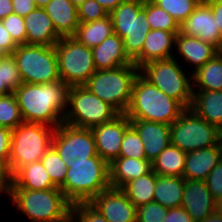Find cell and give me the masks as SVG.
I'll return each mask as SVG.
<instances>
[{"mask_svg": "<svg viewBox=\"0 0 222 222\" xmlns=\"http://www.w3.org/2000/svg\"><path fill=\"white\" fill-rule=\"evenodd\" d=\"M70 86L63 80L52 83H22L13 92L24 122L57 128L68 107Z\"/></svg>", "mask_w": 222, "mask_h": 222, "instance_id": "1", "label": "cell"}, {"mask_svg": "<svg viewBox=\"0 0 222 222\" xmlns=\"http://www.w3.org/2000/svg\"><path fill=\"white\" fill-rule=\"evenodd\" d=\"M110 187L109 164L99 155L77 158L69 164L64 184L60 187L71 204L88 203Z\"/></svg>", "mask_w": 222, "mask_h": 222, "instance_id": "2", "label": "cell"}, {"mask_svg": "<svg viewBox=\"0 0 222 222\" xmlns=\"http://www.w3.org/2000/svg\"><path fill=\"white\" fill-rule=\"evenodd\" d=\"M185 110L180 102L167 96L139 73L134 81L131 101L125 115L129 119L171 125Z\"/></svg>", "mask_w": 222, "mask_h": 222, "instance_id": "3", "label": "cell"}, {"mask_svg": "<svg viewBox=\"0 0 222 222\" xmlns=\"http://www.w3.org/2000/svg\"><path fill=\"white\" fill-rule=\"evenodd\" d=\"M14 206L31 222H59L69 214L71 203L60 188L46 190L10 189Z\"/></svg>", "mask_w": 222, "mask_h": 222, "instance_id": "4", "label": "cell"}, {"mask_svg": "<svg viewBox=\"0 0 222 222\" xmlns=\"http://www.w3.org/2000/svg\"><path fill=\"white\" fill-rule=\"evenodd\" d=\"M55 128L23 122L12 130L8 174L12 178L22 167L40 161L50 148Z\"/></svg>", "mask_w": 222, "mask_h": 222, "instance_id": "5", "label": "cell"}, {"mask_svg": "<svg viewBox=\"0 0 222 222\" xmlns=\"http://www.w3.org/2000/svg\"><path fill=\"white\" fill-rule=\"evenodd\" d=\"M139 73V68L134 64L96 70L84 86L120 114H125L131 101L134 81Z\"/></svg>", "mask_w": 222, "mask_h": 222, "instance_id": "6", "label": "cell"}, {"mask_svg": "<svg viewBox=\"0 0 222 222\" xmlns=\"http://www.w3.org/2000/svg\"><path fill=\"white\" fill-rule=\"evenodd\" d=\"M143 4L144 0H125L109 13L113 31L123 39L125 53L132 62L141 54L151 30Z\"/></svg>", "mask_w": 222, "mask_h": 222, "instance_id": "7", "label": "cell"}, {"mask_svg": "<svg viewBox=\"0 0 222 222\" xmlns=\"http://www.w3.org/2000/svg\"><path fill=\"white\" fill-rule=\"evenodd\" d=\"M139 70L146 80L167 96L180 102L186 109L190 108L193 96L192 74L188 76L184 73L175 57L148 62Z\"/></svg>", "mask_w": 222, "mask_h": 222, "instance_id": "8", "label": "cell"}, {"mask_svg": "<svg viewBox=\"0 0 222 222\" xmlns=\"http://www.w3.org/2000/svg\"><path fill=\"white\" fill-rule=\"evenodd\" d=\"M119 115L120 113L114 107L91 93L84 85L70 86L68 110L64 115L63 123L73 127L91 129L110 122Z\"/></svg>", "mask_w": 222, "mask_h": 222, "instance_id": "9", "label": "cell"}, {"mask_svg": "<svg viewBox=\"0 0 222 222\" xmlns=\"http://www.w3.org/2000/svg\"><path fill=\"white\" fill-rule=\"evenodd\" d=\"M170 140L172 145L187 153L222 146V131L189 108L170 125Z\"/></svg>", "mask_w": 222, "mask_h": 222, "instance_id": "10", "label": "cell"}, {"mask_svg": "<svg viewBox=\"0 0 222 222\" xmlns=\"http://www.w3.org/2000/svg\"><path fill=\"white\" fill-rule=\"evenodd\" d=\"M12 56L23 83L45 84L60 80L55 46L18 45Z\"/></svg>", "mask_w": 222, "mask_h": 222, "instance_id": "11", "label": "cell"}, {"mask_svg": "<svg viewBox=\"0 0 222 222\" xmlns=\"http://www.w3.org/2000/svg\"><path fill=\"white\" fill-rule=\"evenodd\" d=\"M55 50L59 77L69 86H83L95 73L91 48L80 44L74 37H61Z\"/></svg>", "mask_w": 222, "mask_h": 222, "instance_id": "12", "label": "cell"}, {"mask_svg": "<svg viewBox=\"0 0 222 222\" xmlns=\"http://www.w3.org/2000/svg\"><path fill=\"white\" fill-rule=\"evenodd\" d=\"M51 146L69 166L77 158H91L97 154L91 129L61 123L55 128Z\"/></svg>", "mask_w": 222, "mask_h": 222, "instance_id": "13", "label": "cell"}, {"mask_svg": "<svg viewBox=\"0 0 222 222\" xmlns=\"http://www.w3.org/2000/svg\"><path fill=\"white\" fill-rule=\"evenodd\" d=\"M130 126V119L120 114L110 122L91 128L97 154L108 164L119 157L123 136Z\"/></svg>", "mask_w": 222, "mask_h": 222, "instance_id": "14", "label": "cell"}, {"mask_svg": "<svg viewBox=\"0 0 222 222\" xmlns=\"http://www.w3.org/2000/svg\"><path fill=\"white\" fill-rule=\"evenodd\" d=\"M108 222H137V208L120 188L109 187L90 202Z\"/></svg>", "mask_w": 222, "mask_h": 222, "instance_id": "15", "label": "cell"}, {"mask_svg": "<svg viewBox=\"0 0 222 222\" xmlns=\"http://www.w3.org/2000/svg\"><path fill=\"white\" fill-rule=\"evenodd\" d=\"M180 33L194 36L211 43L222 51V37L212 9L206 1L200 2L189 17L180 25Z\"/></svg>", "mask_w": 222, "mask_h": 222, "instance_id": "16", "label": "cell"}, {"mask_svg": "<svg viewBox=\"0 0 222 222\" xmlns=\"http://www.w3.org/2000/svg\"><path fill=\"white\" fill-rule=\"evenodd\" d=\"M216 201L212 197L206 181L185 179L181 207L195 222L204 220L215 211Z\"/></svg>", "mask_w": 222, "mask_h": 222, "instance_id": "17", "label": "cell"}, {"mask_svg": "<svg viewBox=\"0 0 222 222\" xmlns=\"http://www.w3.org/2000/svg\"><path fill=\"white\" fill-rule=\"evenodd\" d=\"M130 124L139 134L146 159L151 162L171 143L168 124L140 119H130Z\"/></svg>", "mask_w": 222, "mask_h": 222, "instance_id": "18", "label": "cell"}, {"mask_svg": "<svg viewBox=\"0 0 222 222\" xmlns=\"http://www.w3.org/2000/svg\"><path fill=\"white\" fill-rule=\"evenodd\" d=\"M24 22L27 45L55 46L61 38L44 8H35L24 17Z\"/></svg>", "mask_w": 222, "mask_h": 222, "instance_id": "19", "label": "cell"}, {"mask_svg": "<svg viewBox=\"0 0 222 222\" xmlns=\"http://www.w3.org/2000/svg\"><path fill=\"white\" fill-rule=\"evenodd\" d=\"M175 46L178 54L181 55L188 64L194 65V68L191 69L193 70L192 74L220 52V50L211 43L180 32L176 35L174 47Z\"/></svg>", "mask_w": 222, "mask_h": 222, "instance_id": "20", "label": "cell"}, {"mask_svg": "<svg viewBox=\"0 0 222 222\" xmlns=\"http://www.w3.org/2000/svg\"><path fill=\"white\" fill-rule=\"evenodd\" d=\"M179 32H167L164 30H150L145 38L141 54L133 61L140 68L144 64L174 57L171 52L175 45V38Z\"/></svg>", "mask_w": 222, "mask_h": 222, "instance_id": "21", "label": "cell"}, {"mask_svg": "<svg viewBox=\"0 0 222 222\" xmlns=\"http://www.w3.org/2000/svg\"><path fill=\"white\" fill-rule=\"evenodd\" d=\"M222 158V146H212L186 153L183 178L205 181Z\"/></svg>", "mask_w": 222, "mask_h": 222, "instance_id": "22", "label": "cell"}, {"mask_svg": "<svg viewBox=\"0 0 222 222\" xmlns=\"http://www.w3.org/2000/svg\"><path fill=\"white\" fill-rule=\"evenodd\" d=\"M91 50L96 70L114 69L133 64L125 53L123 39L116 33H112Z\"/></svg>", "mask_w": 222, "mask_h": 222, "instance_id": "23", "label": "cell"}, {"mask_svg": "<svg viewBox=\"0 0 222 222\" xmlns=\"http://www.w3.org/2000/svg\"><path fill=\"white\" fill-rule=\"evenodd\" d=\"M152 170L150 160L118 157L109 164L110 187L122 189L128 182L148 174Z\"/></svg>", "mask_w": 222, "mask_h": 222, "instance_id": "24", "label": "cell"}, {"mask_svg": "<svg viewBox=\"0 0 222 222\" xmlns=\"http://www.w3.org/2000/svg\"><path fill=\"white\" fill-rule=\"evenodd\" d=\"M60 37H73L79 26L77 7L70 0H50L44 7Z\"/></svg>", "mask_w": 222, "mask_h": 222, "instance_id": "25", "label": "cell"}, {"mask_svg": "<svg viewBox=\"0 0 222 222\" xmlns=\"http://www.w3.org/2000/svg\"><path fill=\"white\" fill-rule=\"evenodd\" d=\"M195 91L194 87L190 109L222 131V91Z\"/></svg>", "mask_w": 222, "mask_h": 222, "instance_id": "26", "label": "cell"}, {"mask_svg": "<svg viewBox=\"0 0 222 222\" xmlns=\"http://www.w3.org/2000/svg\"><path fill=\"white\" fill-rule=\"evenodd\" d=\"M59 188L51 180L41 161L22 167L12 178L10 189L46 190Z\"/></svg>", "mask_w": 222, "mask_h": 222, "instance_id": "27", "label": "cell"}, {"mask_svg": "<svg viewBox=\"0 0 222 222\" xmlns=\"http://www.w3.org/2000/svg\"><path fill=\"white\" fill-rule=\"evenodd\" d=\"M184 185L185 179L183 177L157 175L154 202L168 209L181 207Z\"/></svg>", "mask_w": 222, "mask_h": 222, "instance_id": "28", "label": "cell"}, {"mask_svg": "<svg viewBox=\"0 0 222 222\" xmlns=\"http://www.w3.org/2000/svg\"><path fill=\"white\" fill-rule=\"evenodd\" d=\"M113 31L112 19L109 14L95 21L79 23L73 36L80 44L93 48L102 43Z\"/></svg>", "mask_w": 222, "mask_h": 222, "instance_id": "29", "label": "cell"}, {"mask_svg": "<svg viewBox=\"0 0 222 222\" xmlns=\"http://www.w3.org/2000/svg\"><path fill=\"white\" fill-rule=\"evenodd\" d=\"M197 90L222 91V51L192 74Z\"/></svg>", "mask_w": 222, "mask_h": 222, "instance_id": "30", "label": "cell"}, {"mask_svg": "<svg viewBox=\"0 0 222 222\" xmlns=\"http://www.w3.org/2000/svg\"><path fill=\"white\" fill-rule=\"evenodd\" d=\"M186 152L171 143L152 162L153 171L160 176L183 177Z\"/></svg>", "mask_w": 222, "mask_h": 222, "instance_id": "31", "label": "cell"}, {"mask_svg": "<svg viewBox=\"0 0 222 222\" xmlns=\"http://www.w3.org/2000/svg\"><path fill=\"white\" fill-rule=\"evenodd\" d=\"M157 174L152 170L150 173L128 182L122 190L129 201L138 208L139 206L154 202V189Z\"/></svg>", "mask_w": 222, "mask_h": 222, "instance_id": "32", "label": "cell"}, {"mask_svg": "<svg viewBox=\"0 0 222 222\" xmlns=\"http://www.w3.org/2000/svg\"><path fill=\"white\" fill-rule=\"evenodd\" d=\"M22 83L20 72L12 54L0 57V97L14 92Z\"/></svg>", "mask_w": 222, "mask_h": 222, "instance_id": "33", "label": "cell"}, {"mask_svg": "<svg viewBox=\"0 0 222 222\" xmlns=\"http://www.w3.org/2000/svg\"><path fill=\"white\" fill-rule=\"evenodd\" d=\"M143 9L151 30H164L167 32H180L179 23L164 9L151 0H144Z\"/></svg>", "mask_w": 222, "mask_h": 222, "instance_id": "34", "label": "cell"}, {"mask_svg": "<svg viewBox=\"0 0 222 222\" xmlns=\"http://www.w3.org/2000/svg\"><path fill=\"white\" fill-rule=\"evenodd\" d=\"M24 122L15 94L0 97V127L14 130Z\"/></svg>", "mask_w": 222, "mask_h": 222, "instance_id": "35", "label": "cell"}, {"mask_svg": "<svg viewBox=\"0 0 222 222\" xmlns=\"http://www.w3.org/2000/svg\"><path fill=\"white\" fill-rule=\"evenodd\" d=\"M40 161L45 167L52 182L60 188L65 182L68 166L52 146H50Z\"/></svg>", "mask_w": 222, "mask_h": 222, "instance_id": "36", "label": "cell"}, {"mask_svg": "<svg viewBox=\"0 0 222 222\" xmlns=\"http://www.w3.org/2000/svg\"><path fill=\"white\" fill-rule=\"evenodd\" d=\"M181 25L200 3L198 0H151Z\"/></svg>", "mask_w": 222, "mask_h": 222, "instance_id": "37", "label": "cell"}, {"mask_svg": "<svg viewBox=\"0 0 222 222\" xmlns=\"http://www.w3.org/2000/svg\"><path fill=\"white\" fill-rule=\"evenodd\" d=\"M119 157H130L137 160L146 159L143 142L137 131L132 126L125 131Z\"/></svg>", "mask_w": 222, "mask_h": 222, "instance_id": "38", "label": "cell"}, {"mask_svg": "<svg viewBox=\"0 0 222 222\" xmlns=\"http://www.w3.org/2000/svg\"><path fill=\"white\" fill-rule=\"evenodd\" d=\"M5 29L9 32L17 45L26 44V27L24 17L12 13L1 20Z\"/></svg>", "mask_w": 222, "mask_h": 222, "instance_id": "39", "label": "cell"}, {"mask_svg": "<svg viewBox=\"0 0 222 222\" xmlns=\"http://www.w3.org/2000/svg\"><path fill=\"white\" fill-rule=\"evenodd\" d=\"M70 214L76 222H108L89 202L72 204Z\"/></svg>", "mask_w": 222, "mask_h": 222, "instance_id": "40", "label": "cell"}, {"mask_svg": "<svg viewBox=\"0 0 222 222\" xmlns=\"http://www.w3.org/2000/svg\"><path fill=\"white\" fill-rule=\"evenodd\" d=\"M168 208L151 202L137 208V222H164Z\"/></svg>", "mask_w": 222, "mask_h": 222, "instance_id": "41", "label": "cell"}, {"mask_svg": "<svg viewBox=\"0 0 222 222\" xmlns=\"http://www.w3.org/2000/svg\"><path fill=\"white\" fill-rule=\"evenodd\" d=\"M77 12L79 23L95 21L108 15V12L96 0H87L77 7Z\"/></svg>", "mask_w": 222, "mask_h": 222, "instance_id": "42", "label": "cell"}, {"mask_svg": "<svg viewBox=\"0 0 222 222\" xmlns=\"http://www.w3.org/2000/svg\"><path fill=\"white\" fill-rule=\"evenodd\" d=\"M205 181L214 200L222 199V158L208 174Z\"/></svg>", "mask_w": 222, "mask_h": 222, "instance_id": "43", "label": "cell"}, {"mask_svg": "<svg viewBox=\"0 0 222 222\" xmlns=\"http://www.w3.org/2000/svg\"><path fill=\"white\" fill-rule=\"evenodd\" d=\"M12 130L0 127V164L7 168L9 164Z\"/></svg>", "mask_w": 222, "mask_h": 222, "instance_id": "44", "label": "cell"}, {"mask_svg": "<svg viewBox=\"0 0 222 222\" xmlns=\"http://www.w3.org/2000/svg\"><path fill=\"white\" fill-rule=\"evenodd\" d=\"M17 47L18 45L0 21V52L3 55L12 54Z\"/></svg>", "mask_w": 222, "mask_h": 222, "instance_id": "45", "label": "cell"}, {"mask_svg": "<svg viewBox=\"0 0 222 222\" xmlns=\"http://www.w3.org/2000/svg\"><path fill=\"white\" fill-rule=\"evenodd\" d=\"M164 222H195L183 207L169 208Z\"/></svg>", "mask_w": 222, "mask_h": 222, "instance_id": "46", "label": "cell"}, {"mask_svg": "<svg viewBox=\"0 0 222 222\" xmlns=\"http://www.w3.org/2000/svg\"><path fill=\"white\" fill-rule=\"evenodd\" d=\"M14 13L21 17L27 16L31 11L37 8L34 0H12Z\"/></svg>", "mask_w": 222, "mask_h": 222, "instance_id": "47", "label": "cell"}, {"mask_svg": "<svg viewBox=\"0 0 222 222\" xmlns=\"http://www.w3.org/2000/svg\"><path fill=\"white\" fill-rule=\"evenodd\" d=\"M211 7L212 13L217 23V27L222 37V1L221 0H205Z\"/></svg>", "mask_w": 222, "mask_h": 222, "instance_id": "48", "label": "cell"}, {"mask_svg": "<svg viewBox=\"0 0 222 222\" xmlns=\"http://www.w3.org/2000/svg\"><path fill=\"white\" fill-rule=\"evenodd\" d=\"M11 178L7 168L0 164V193H6L9 196Z\"/></svg>", "mask_w": 222, "mask_h": 222, "instance_id": "49", "label": "cell"}, {"mask_svg": "<svg viewBox=\"0 0 222 222\" xmlns=\"http://www.w3.org/2000/svg\"><path fill=\"white\" fill-rule=\"evenodd\" d=\"M14 13L12 0H0V21Z\"/></svg>", "mask_w": 222, "mask_h": 222, "instance_id": "50", "label": "cell"}, {"mask_svg": "<svg viewBox=\"0 0 222 222\" xmlns=\"http://www.w3.org/2000/svg\"><path fill=\"white\" fill-rule=\"evenodd\" d=\"M108 14L112 12L120 3L125 0H96Z\"/></svg>", "mask_w": 222, "mask_h": 222, "instance_id": "51", "label": "cell"}, {"mask_svg": "<svg viewBox=\"0 0 222 222\" xmlns=\"http://www.w3.org/2000/svg\"><path fill=\"white\" fill-rule=\"evenodd\" d=\"M200 222H222V216L219 215L216 211H214Z\"/></svg>", "mask_w": 222, "mask_h": 222, "instance_id": "52", "label": "cell"}, {"mask_svg": "<svg viewBox=\"0 0 222 222\" xmlns=\"http://www.w3.org/2000/svg\"><path fill=\"white\" fill-rule=\"evenodd\" d=\"M215 211L222 216V199L216 201Z\"/></svg>", "mask_w": 222, "mask_h": 222, "instance_id": "53", "label": "cell"}, {"mask_svg": "<svg viewBox=\"0 0 222 222\" xmlns=\"http://www.w3.org/2000/svg\"><path fill=\"white\" fill-rule=\"evenodd\" d=\"M37 8H44L50 0H34Z\"/></svg>", "mask_w": 222, "mask_h": 222, "instance_id": "54", "label": "cell"}, {"mask_svg": "<svg viewBox=\"0 0 222 222\" xmlns=\"http://www.w3.org/2000/svg\"><path fill=\"white\" fill-rule=\"evenodd\" d=\"M76 7H79L81 4L85 3L87 0H70Z\"/></svg>", "mask_w": 222, "mask_h": 222, "instance_id": "55", "label": "cell"}, {"mask_svg": "<svg viewBox=\"0 0 222 222\" xmlns=\"http://www.w3.org/2000/svg\"><path fill=\"white\" fill-rule=\"evenodd\" d=\"M59 222H76L71 214H69L64 220Z\"/></svg>", "mask_w": 222, "mask_h": 222, "instance_id": "56", "label": "cell"}]
</instances>
